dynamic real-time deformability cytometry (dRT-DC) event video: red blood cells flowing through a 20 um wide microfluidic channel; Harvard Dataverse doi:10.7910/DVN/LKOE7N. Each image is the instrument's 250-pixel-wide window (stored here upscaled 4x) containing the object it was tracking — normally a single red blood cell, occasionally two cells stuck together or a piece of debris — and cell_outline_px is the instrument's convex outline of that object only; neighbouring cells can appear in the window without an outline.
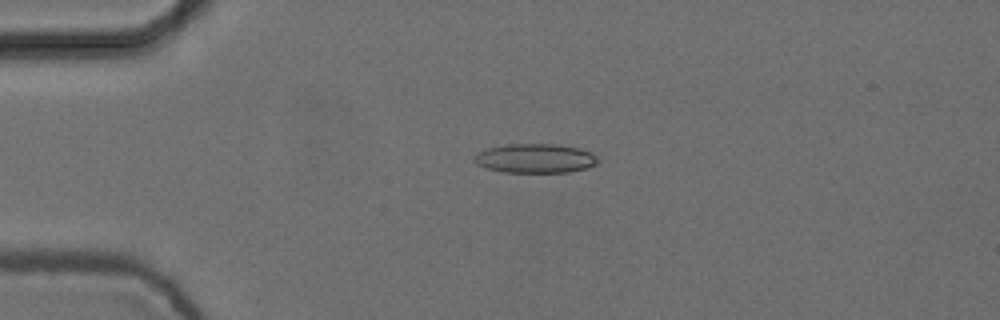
{"species": "common noctule bat (a hibernating species)", "species_latin": "Nyctalus noctula", "temperature_condition": "cold", "stored_images_in_passage": 4, "camera_frame_rate_fps": 3000, "um_per_image_px": 0.085, "animal": {"sex": "female", "body_mass_g": 24.6, "forearm_length_mm": 56.2}, "frame": {"image": 1, "passage_image": 3, "time_ms": 0.667, "image_size_px": [1000, 320], "cell_outline_px": [[596, 164], [588, 168], [568, 172], [504, 172], [488, 168], [476, 164], [472, 160], [472, 156], [488, 148], [504, 144], [556, 144], [580, 148], [592, 152], [596, 156]], "centroid_in_image_um": [45.48, 13.45], "position_along_channel_um": 39.5, "area_um2": 21.1}}